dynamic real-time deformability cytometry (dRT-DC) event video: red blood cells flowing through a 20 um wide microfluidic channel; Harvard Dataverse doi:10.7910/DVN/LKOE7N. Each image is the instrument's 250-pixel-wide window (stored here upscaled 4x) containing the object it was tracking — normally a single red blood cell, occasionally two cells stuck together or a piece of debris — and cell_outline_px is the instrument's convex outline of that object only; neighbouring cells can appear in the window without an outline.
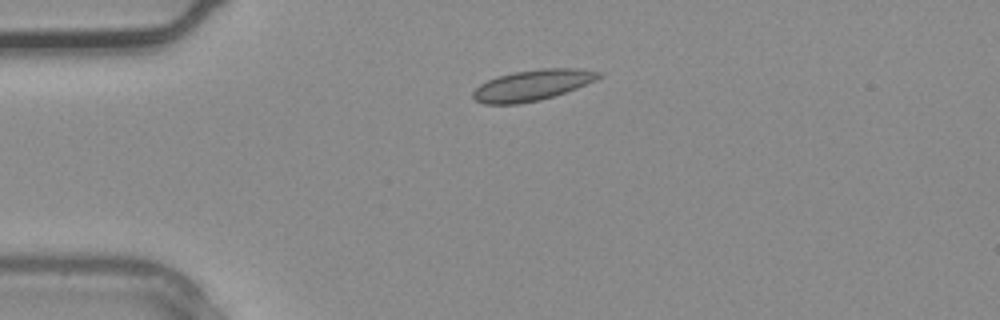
{"species": "common noctule bat (a hibernating species)", "species_latin": "Nyctalus noctula", "temperature_condition": "warm", "stored_images_in_passage": 3, "camera_frame_rate_fps": 3000, "um_per_image_px": 0.085, "animal": {"sex": "male", "body_mass_g": 20.4}, "frame": {"image": 1, "passage_image": 2, "time_ms": 0.333, "image_size_px": [1000, 320], "cell_outline_px": [[604, 76], [596, 80], [576, 88], [540, 100], [520, 104], [484, 104], [476, 100], [472, 96], [472, 92], [480, 84], [496, 76], [512, 72], [540, 68], [576, 68], [604, 72]], "centroid_in_image_um": [45.26, 7.23], "position_along_channel_um": 39.7, "area_um2": 22.72}}